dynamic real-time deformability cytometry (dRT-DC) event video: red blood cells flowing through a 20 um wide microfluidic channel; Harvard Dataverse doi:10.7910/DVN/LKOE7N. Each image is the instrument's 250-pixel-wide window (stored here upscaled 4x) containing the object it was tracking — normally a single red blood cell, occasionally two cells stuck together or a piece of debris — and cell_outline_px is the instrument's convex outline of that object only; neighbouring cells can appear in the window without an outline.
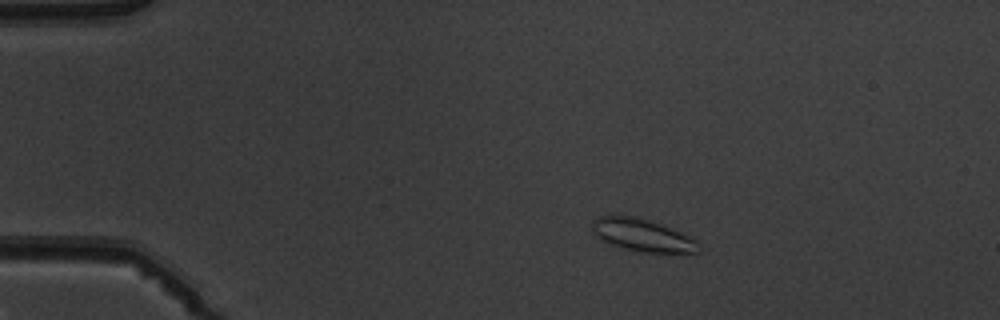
{"species": "common noctule bat (a hibernating species)", "species_latin": "Nyctalus noctula", "temperature_condition": "warm", "stored_images_in_passage": 8, "camera_frame_rate_fps": 3000, "um_per_image_px": 0.085, "animal": {"sex": "male", "body_mass_g": 19.5, "forearm_length_mm": 54.6}, "frame": {"image": 1, "passage_image": 2, "time_ms": 1.0, "image_size_px": [1000, 320], "cell_outline_px": [[700, 252], [696, 256], [640, 252], [620, 248], [600, 240], [592, 232], [592, 220], [600, 216], [616, 212], [652, 220], [672, 228], [696, 240]], "centroid_in_image_um": [54.62, 20.0], "position_along_channel_um": 30.4, "area_um2": 21.56}}
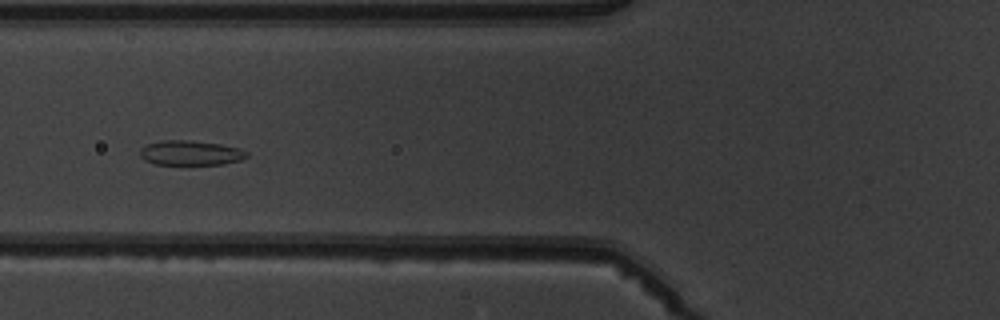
{"frame": {"image": 2, "passage_image": 5, "time_ms": 4.667, "image_size_px": [1000, 320], "cell_outline_px": [[248, 156], [240, 160], [224, 164], [152, 164], [144, 160], [140, 156], [140, 148], [148, 144], [160, 140], [192, 140], [220, 144], [236, 148], [248, 152]], "centroid_in_image_um": [16.16, 12.99], "position_along_channel_um": 109.6, "area_um2": 15.37}}
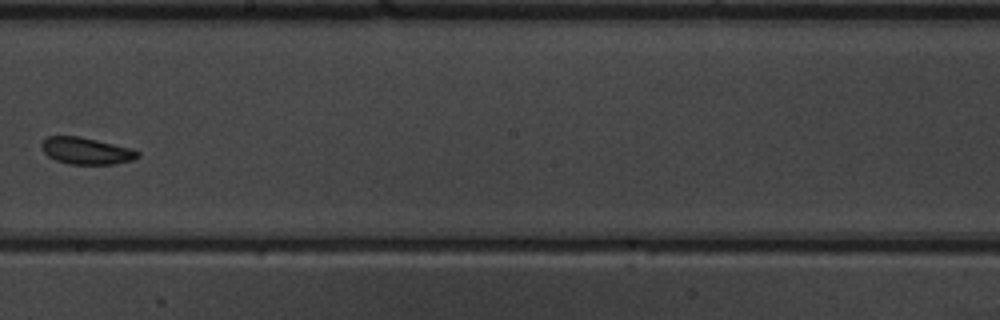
{"frame": {"image": 3, "passage_image": 8, "time_ms": 8.0, "image_size_px": [1000, 320], "cell_outline_px": [[140, 156], [132, 160], [116, 164], [68, 164], [56, 160], [48, 156], [44, 152], [40, 144], [48, 136], [80, 136], [132, 148], [140, 152]], "centroid_in_image_um": [7.35, 12.82], "position_along_channel_um": 240.8, "area_um2": 15.09}}